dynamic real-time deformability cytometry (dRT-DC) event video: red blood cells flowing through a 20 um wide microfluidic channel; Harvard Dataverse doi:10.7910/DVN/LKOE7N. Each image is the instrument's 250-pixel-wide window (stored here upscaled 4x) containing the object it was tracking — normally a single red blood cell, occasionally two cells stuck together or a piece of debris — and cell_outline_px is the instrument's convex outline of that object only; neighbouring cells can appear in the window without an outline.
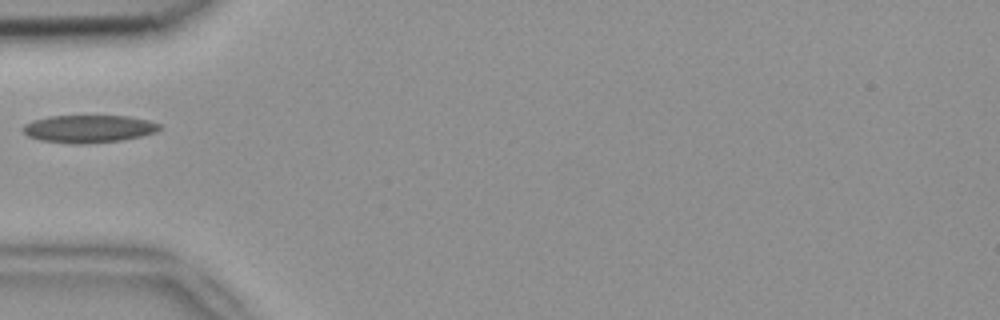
{"species": "common noctule bat (a hibernating species)", "species_latin": "Nyctalus noctula", "temperature_condition": "room temperature", "stored_images_in_passage": 1, "camera_frame_rate_fps": 3000, "um_per_image_px": 0.085, "animal": {"sex": "female", "body_mass_g": 18.4}, "frame": {"image": 1, "passage_image": 1, "time_ms": 0.0, "image_size_px": [1000, 320], "cell_outline_px": [[160, 128], [156, 132], [140, 136], [120, 140], [84, 144], [76, 144], [40, 140], [28, 136], [20, 128], [24, 124], [32, 120], [48, 116], [128, 116], [148, 120], [160, 124]], "centroid_in_image_um": [7.5, 10.94], "position_along_channel_um": 77.5, "area_um2": 21.96}}